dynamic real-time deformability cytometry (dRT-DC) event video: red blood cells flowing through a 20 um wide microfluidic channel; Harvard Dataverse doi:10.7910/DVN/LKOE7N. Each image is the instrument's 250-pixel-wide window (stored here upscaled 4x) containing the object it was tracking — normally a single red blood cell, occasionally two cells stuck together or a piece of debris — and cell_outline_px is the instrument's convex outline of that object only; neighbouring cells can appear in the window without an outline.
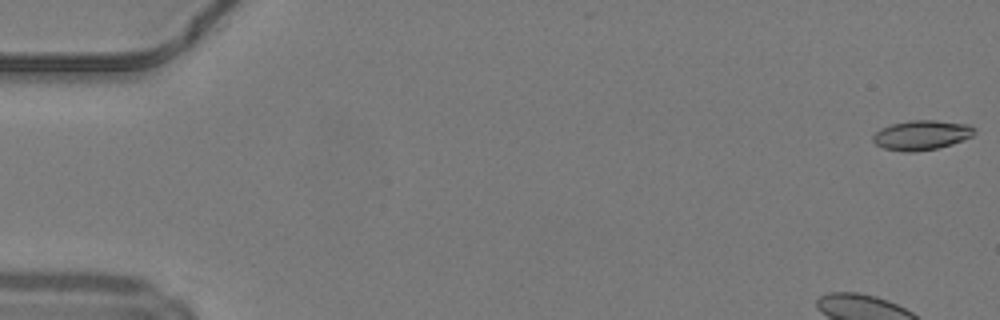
{"species": "common noctule bat (a hibernating species)", "species_latin": "Nyctalus noctula", "temperature_condition": "warm", "stored_images_in_passage": 2, "camera_frame_rate_fps": 3000, "um_per_image_px": 0.085, "animal": {"sex": "male", "body_mass_g": 19.2, "forearm_length_mm": 51.8}, "frame": {"image": 1, "passage_image": 1, "time_ms": 0.0, "image_size_px": [1000, 320], "cell_outline_px": [[976, 132], [972, 136], [964, 140], [952, 144], [936, 148], [916, 152], [904, 152], [884, 148], [876, 144], [872, 140], [872, 136], [880, 128], [892, 124], [908, 120], [936, 120], [968, 124], [976, 128]], "centroid_in_image_um": [78.35, 11.48], "position_along_channel_um": 6.7, "area_um2": 17.69}}